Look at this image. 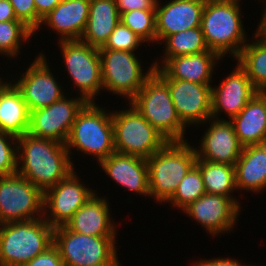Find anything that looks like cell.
Instances as JSON below:
<instances>
[{
	"instance_id": "cell-30",
	"label": "cell",
	"mask_w": 266,
	"mask_h": 266,
	"mask_svg": "<svg viewBox=\"0 0 266 266\" xmlns=\"http://www.w3.org/2000/svg\"><path fill=\"white\" fill-rule=\"evenodd\" d=\"M164 58L211 51L207 48L201 27H194L167 36L165 39Z\"/></svg>"
},
{
	"instance_id": "cell-41",
	"label": "cell",
	"mask_w": 266,
	"mask_h": 266,
	"mask_svg": "<svg viewBox=\"0 0 266 266\" xmlns=\"http://www.w3.org/2000/svg\"><path fill=\"white\" fill-rule=\"evenodd\" d=\"M17 20L9 0H0V21Z\"/></svg>"
},
{
	"instance_id": "cell-28",
	"label": "cell",
	"mask_w": 266,
	"mask_h": 266,
	"mask_svg": "<svg viewBox=\"0 0 266 266\" xmlns=\"http://www.w3.org/2000/svg\"><path fill=\"white\" fill-rule=\"evenodd\" d=\"M257 41L246 44L236 57L238 64L259 92H266V38L257 33Z\"/></svg>"
},
{
	"instance_id": "cell-29",
	"label": "cell",
	"mask_w": 266,
	"mask_h": 266,
	"mask_svg": "<svg viewBox=\"0 0 266 266\" xmlns=\"http://www.w3.org/2000/svg\"><path fill=\"white\" fill-rule=\"evenodd\" d=\"M207 194L230 197L236 188L234 165L197 159Z\"/></svg>"
},
{
	"instance_id": "cell-7",
	"label": "cell",
	"mask_w": 266,
	"mask_h": 266,
	"mask_svg": "<svg viewBox=\"0 0 266 266\" xmlns=\"http://www.w3.org/2000/svg\"><path fill=\"white\" fill-rule=\"evenodd\" d=\"M115 237L82 235L60 226L54 228L53 245L64 266H120Z\"/></svg>"
},
{
	"instance_id": "cell-39",
	"label": "cell",
	"mask_w": 266,
	"mask_h": 266,
	"mask_svg": "<svg viewBox=\"0 0 266 266\" xmlns=\"http://www.w3.org/2000/svg\"><path fill=\"white\" fill-rule=\"evenodd\" d=\"M62 0H34L37 15L43 19L48 15Z\"/></svg>"
},
{
	"instance_id": "cell-37",
	"label": "cell",
	"mask_w": 266,
	"mask_h": 266,
	"mask_svg": "<svg viewBox=\"0 0 266 266\" xmlns=\"http://www.w3.org/2000/svg\"><path fill=\"white\" fill-rule=\"evenodd\" d=\"M21 266H64V263L58 249L52 245L45 252Z\"/></svg>"
},
{
	"instance_id": "cell-5",
	"label": "cell",
	"mask_w": 266,
	"mask_h": 266,
	"mask_svg": "<svg viewBox=\"0 0 266 266\" xmlns=\"http://www.w3.org/2000/svg\"><path fill=\"white\" fill-rule=\"evenodd\" d=\"M239 5L206 0L201 20L206 46L223 57H237L247 44ZM243 44V45H242Z\"/></svg>"
},
{
	"instance_id": "cell-15",
	"label": "cell",
	"mask_w": 266,
	"mask_h": 266,
	"mask_svg": "<svg viewBox=\"0 0 266 266\" xmlns=\"http://www.w3.org/2000/svg\"><path fill=\"white\" fill-rule=\"evenodd\" d=\"M44 57L43 54L36 57L25 75L14 83L30 112L47 107L64 96Z\"/></svg>"
},
{
	"instance_id": "cell-40",
	"label": "cell",
	"mask_w": 266,
	"mask_h": 266,
	"mask_svg": "<svg viewBox=\"0 0 266 266\" xmlns=\"http://www.w3.org/2000/svg\"><path fill=\"white\" fill-rule=\"evenodd\" d=\"M194 266H244V265H241L237 260L234 259L215 258L212 260L209 259V260H200L199 262L196 261L194 263Z\"/></svg>"
},
{
	"instance_id": "cell-4",
	"label": "cell",
	"mask_w": 266,
	"mask_h": 266,
	"mask_svg": "<svg viewBox=\"0 0 266 266\" xmlns=\"http://www.w3.org/2000/svg\"><path fill=\"white\" fill-rule=\"evenodd\" d=\"M130 103L168 141H184L187 126L176 112L168 85L155 71Z\"/></svg>"
},
{
	"instance_id": "cell-35",
	"label": "cell",
	"mask_w": 266,
	"mask_h": 266,
	"mask_svg": "<svg viewBox=\"0 0 266 266\" xmlns=\"http://www.w3.org/2000/svg\"><path fill=\"white\" fill-rule=\"evenodd\" d=\"M9 139L13 145L17 144L16 141L18 138L16 136L0 132V176L10 175L17 172V145L13 146L10 144L8 141Z\"/></svg>"
},
{
	"instance_id": "cell-36",
	"label": "cell",
	"mask_w": 266,
	"mask_h": 266,
	"mask_svg": "<svg viewBox=\"0 0 266 266\" xmlns=\"http://www.w3.org/2000/svg\"><path fill=\"white\" fill-rule=\"evenodd\" d=\"M17 20L23 22L34 33L40 28L42 19L37 15L34 0H9Z\"/></svg>"
},
{
	"instance_id": "cell-6",
	"label": "cell",
	"mask_w": 266,
	"mask_h": 266,
	"mask_svg": "<svg viewBox=\"0 0 266 266\" xmlns=\"http://www.w3.org/2000/svg\"><path fill=\"white\" fill-rule=\"evenodd\" d=\"M65 144L68 151L77 148L97 157L99 163L115 153L111 112L87 102L78 112Z\"/></svg>"
},
{
	"instance_id": "cell-32",
	"label": "cell",
	"mask_w": 266,
	"mask_h": 266,
	"mask_svg": "<svg viewBox=\"0 0 266 266\" xmlns=\"http://www.w3.org/2000/svg\"><path fill=\"white\" fill-rule=\"evenodd\" d=\"M33 31L19 20L0 21V53L14 57L20 49L21 38L28 40Z\"/></svg>"
},
{
	"instance_id": "cell-17",
	"label": "cell",
	"mask_w": 266,
	"mask_h": 266,
	"mask_svg": "<svg viewBox=\"0 0 266 266\" xmlns=\"http://www.w3.org/2000/svg\"><path fill=\"white\" fill-rule=\"evenodd\" d=\"M259 91L246 72L238 65L219 87L211 88V118L218 120L222 110L230 117L237 116Z\"/></svg>"
},
{
	"instance_id": "cell-3",
	"label": "cell",
	"mask_w": 266,
	"mask_h": 266,
	"mask_svg": "<svg viewBox=\"0 0 266 266\" xmlns=\"http://www.w3.org/2000/svg\"><path fill=\"white\" fill-rule=\"evenodd\" d=\"M149 193L159 202L168 201L184 176L196 164L197 157L186 140L168 141L147 158Z\"/></svg>"
},
{
	"instance_id": "cell-18",
	"label": "cell",
	"mask_w": 266,
	"mask_h": 266,
	"mask_svg": "<svg viewBox=\"0 0 266 266\" xmlns=\"http://www.w3.org/2000/svg\"><path fill=\"white\" fill-rule=\"evenodd\" d=\"M200 149L195 148L197 159L235 165L243 146L239 143L233 124L228 120H214L201 139Z\"/></svg>"
},
{
	"instance_id": "cell-16",
	"label": "cell",
	"mask_w": 266,
	"mask_h": 266,
	"mask_svg": "<svg viewBox=\"0 0 266 266\" xmlns=\"http://www.w3.org/2000/svg\"><path fill=\"white\" fill-rule=\"evenodd\" d=\"M239 207L237 199L232 196L205 193L183 211L206 228L209 234L216 235L233 227Z\"/></svg>"
},
{
	"instance_id": "cell-13",
	"label": "cell",
	"mask_w": 266,
	"mask_h": 266,
	"mask_svg": "<svg viewBox=\"0 0 266 266\" xmlns=\"http://www.w3.org/2000/svg\"><path fill=\"white\" fill-rule=\"evenodd\" d=\"M76 176L73 170L65 179L44 192V212H51L52 215L48 218L44 216V220L53 228L65 226L74 213L94 194L92 189L80 184Z\"/></svg>"
},
{
	"instance_id": "cell-20",
	"label": "cell",
	"mask_w": 266,
	"mask_h": 266,
	"mask_svg": "<svg viewBox=\"0 0 266 266\" xmlns=\"http://www.w3.org/2000/svg\"><path fill=\"white\" fill-rule=\"evenodd\" d=\"M222 58L214 51H204L196 54L182 55L174 58H163L161 67L153 63L155 72L162 79H177L209 84L216 60Z\"/></svg>"
},
{
	"instance_id": "cell-9",
	"label": "cell",
	"mask_w": 266,
	"mask_h": 266,
	"mask_svg": "<svg viewBox=\"0 0 266 266\" xmlns=\"http://www.w3.org/2000/svg\"><path fill=\"white\" fill-rule=\"evenodd\" d=\"M103 88L131 100L144 86L145 80L155 70L142 73L141 63L134 52L99 49Z\"/></svg>"
},
{
	"instance_id": "cell-43",
	"label": "cell",
	"mask_w": 266,
	"mask_h": 266,
	"mask_svg": "<svg viewBox=\"0 0 266 266\" xmlns=\"http://www.w3.org/2000/svg\"><path fill=\"white\" fill-rule=\"evenodd\" d=\"M222 3H228V4H235V5H240L239 0H214Z\"/></svg>"
},
{
	"instance_id": "cell-2",
	"label": "cell",
	"mask_w": 266,
	"mask_h": 266,
	"mask_svg": "<svg viewBox=\"0 0 266 266\" xmlns=\"http://www.w3.org/2000/svg\"><path fill=\"white\" fill-rule=\"evenodd\" d=\"M0 226V266H21L53 245L54 228L44 217Z\"/></svg>"
},
{
	"instance_id": "cell-42",
	"label": "cell",
	"mask_w": 266,
	"mask_h": 266,
	"mask_svg": "<svg viewBox=\"0 0 266 266\" xmlns=\"http://www.w3.org/2000/svg\"><path fill=\"white\" fill-rule=\"evenodd\" d=\"M258 29H266V8L264 10L263 18L260 21Z\"/></svg>"
},
{
	"instance_id": "cell-23",
	"label": "cell",
	"mask_w": 266,
	"mask_h": 266,
	"mask_svg": "<svg viewBox=\"0 0 266 266\" xmlns=\"http://www.w3.org/2000/svg\"><path fill=\"white\" fill-rule=\"evenodd\" d=\"M109 205L96 193L86 201L65 225L69 230L91 236H115V227L109 217Z\"/></svg>"
},
{
	"instance_id": "cell-11",
	"label": "cell",
	"mask_w": 266,
	"mask_h": 266,
	"mask_svg": "<svg viewBox=\"0 0 266 266\" xmlns=\"http://www.w3.org/2000/svg\"><path fill=\"white\" fill-rule=\"evenodd\" d=\"M63 59L74 84L80 89V96L87 102H94L103 88L99 49L81 40L60 41Z\"/></svg>"
},
{
	"instance_id": "cell-44",
	"label": "cell",
	"mask_w": 266,
	"mask_h": 266,
	"mask_svg": "<svg viewBox=\"0 0 266 266\" xmlns=\"http://www.w3.org/2000/svg\"><path fill=\"white\" fill-rule=\"evenodd\" d=\"M256 32L263 35L266 38V29H257Z\"/></svg>"
},
{
	"instance_id": "cell-25",
	"label": "cell",
	"mask_w": 266,
	"mask_h": 266,
	"mask_svg": "<svg viewBox=\"0 0 266 266\" xmlns=\"http://www.w3.org/2000/svg\"><path fill=\"white\" fill-rule=\"evenodd\" d=\"M30 111L21 92L12 82L0 85V132L17 138L28 133Z\"/></svg>"
},
{
	"instance_id": "cell-14",
	"label": "cell",
	"mask_w": 266,
	"mask_h": 266,
	"mask_svg": "<svg viewBox=\"0 0 266 266\" xmlns=\"http://www.w3.org/2000/svg\"><path fill=\"white\" fill-rule=\"evenodd\" d=\"M163 80L169 87L176 112L185 126L212 120L211 85L177 79Z\"/></svg>"
},
{
	"instance_id": "cell-26",
	"label": "cell",
	"mask_w": 266,
	"mask_h": 266,
	"mask_svg": "<svg viewBox=\"0 0 266 266\" xmlns=\"http://www.w3.org/2000/svg\"><path fill=\"white\" fill-rule=\"evenodd\" d=\"M236 188L259 192L266 187V143L248 145L234 165Z\"/></svg>"
},
{
	"instance_id": "cell-38",
	"label": "cell",
	"mask_w": 266,
	"mask_h": 266,
	"mask_svg": "<svg viewBox=\"0 0 266 266\" xmlns=\"http://www.w3.org/2000/svg\"><path fill=\"white\" fill-rule=\"evenodd\" d=\"M119 14L133 10H155L156 3L153 0H115Z\"/></svg>"
},
{
	"instance_id": "cell-12",
	"label": "cell",
	"mask_w": 266,
	"mask_h": 266,
	"mask_svg": "<svg viewBox=\"0 0 266 266\" xmlns=\"http://www.w3.org/2000/svg\"><path fill=\"white\" fill-rule=\"evenodd\" d=\"M86 103L82 96L75 99L63 96L47 107L31 111L28 133L65 144L78 112Z\"/></svg>"
},
{
	"instance_id": "cell-10",
	"label": "cell",
	"mask_w": 266,
	"mask_h": 266,
	"mask_svg": "<svg viewBox=\"0 0 266 266\" xmlns=\"http://www.w3.org/2000/svg\"><path fill=\"white\" fill-rule=\"evenodd\" d=\"M44 193L17 172L0 176V224L39 219Z\"/></svg>"
},
{
	"instance_id": "cell-19",
	"label": "cell",
	"mask_w": 266,
	"mask_h": 266,
	"mask_svg": "<svg viewBox=\"0 0 266 266\" xmlns=\"http://www.w3.org/2000/svg\"><path fill=\"white\" fill-rule=\"evenodd\" d=\"M206 0H172L163 7L156 4V41L201 26Z\"/></svg>"
},
{
	"instance_id": "cell-21",
	"label": "cell",
	"mask_w": 266,
	"mask_h": 266,
	"mask_svg": "<svg viewBox=\"0 0 266 266\" xmlns=\"http://www.w3.org/2000/svg\"><path fill=\"white\" fill-rule=\"evenodd\" d=\"M99 164L104 172L122 187L140 195L150 196L148 167L145 158L115 152Z\"/></svg>"
},
{
	"instance_id": "cell-24",
	"label": "cell",
	"mask_w": 266,
	"mask_h": 266,
	"mask_svg": "<svg viewBox=\"0 0 266 266\" xmlns=\"http://www.w3.org/2000/svg\"><path fill=\"white\" fill-rule=\"evenodd\" d=\"M239 143L248 145L266 143V92H258L231 120Z\"/></svg>"
},
{
	"instance_id": "cell-34",
	"label": "cell",
	"mask_w": 266,
	"mask_h": 266,
	"mask_svg": "<svg viewBox=\"0 0 266 266\" xmlns=\"http://www.w3.org/2000/svg\"><path fill=\"white\" fill-rule=\"evenodd\" d=\"M141 42L143 43L144 41L120 21L110 34L105 45L99 49L134 52Z\"/></svg>"
},
{
	"instance_id": "cell-22",
	"label": "cell",
	"mask_w": 266,
	"mask_h": 266,
	"mask_svg": "<svg viewBox=\"0 0 266 266\" xmlns=\"http://www.w3.org/2000/svg\"><path fill=\"white\" fill-rule=\"evenodd\" d=\"M90 0H62L41 24L61 34L60 41L80 40L87 26Z\"/></svg>"
},
{
	"instance_id": "cell-31",
	"label": "cell",
	"mask_w": 266,
	"mask_h": 266,
	"mask_svg": "<svg viewBox=\"0 0 266 266\" xmlns=\"http://www.w3.org/2000/svg\"><path fill=\"white\" fill-rule=\"evenodd\" d=\"M206 193L199 167L195 164L179 183L177 190L168 200L174 207L184 210Z\"/></svg>"
},
{
	"instance_id": "cell-27",
	"label": "cell",
	"mask_w": 266,
	"mask_h": 266,
	"mask_svg": "<svg viewBox=\"0 0 266 266\" xmlns=\"http://www.w3.org/2000/svg\"><path fill=\"white\" fill-rule=\"evenodd\" d=\"M119 22L115 0H90L87 26L80 40L99 49Z\"/></svg>"
},
{
	"instance_id": "cell-1",
	"label": "cell",
	"mask_w": 266,
	"mask_h": 266,
	"mask_svg": "<svg viewBox=\"0 0 266 266\" xmlns=\"http://www.w3.org/2000/svg\"><path fill=\"white\" fill-rule=\"evenodd\" d=\"M17 143V173L31 181L43 193L74 170L70 152L64 143L34 137L29 133L18 137Z\"/></svg>"
},
{
	"instance_id": "cell-33",
	"label": "cell",
	"mask_w": 266,
	"mask_h": 266,
	"mask_svg": "<svg viewBox=\"0 0 266 266\" xmlns=\"http://www.w3.org/2000/svg\"><path fill=\"white\" fill-rule=\"evenodd\" d=\"M120 21L144 42L156 41V10H133L122 13Z\"/></svg>"
},
{
	"instance_id": "cell-8",
	"label": "cell",
	"mask_w": 266,
	"mask_h": 266,
	"mask_svg": "<svg viewBox=\"0 0 266 266\" xmlns=\"http://www.w3.org/2000/svg\"><path fill=\"white\" fill-rule=\"evenodd\" d=\"M115 152L149 158L168 140L130 104V109L112 112Z\"/></svg>"
}]
</instances>
